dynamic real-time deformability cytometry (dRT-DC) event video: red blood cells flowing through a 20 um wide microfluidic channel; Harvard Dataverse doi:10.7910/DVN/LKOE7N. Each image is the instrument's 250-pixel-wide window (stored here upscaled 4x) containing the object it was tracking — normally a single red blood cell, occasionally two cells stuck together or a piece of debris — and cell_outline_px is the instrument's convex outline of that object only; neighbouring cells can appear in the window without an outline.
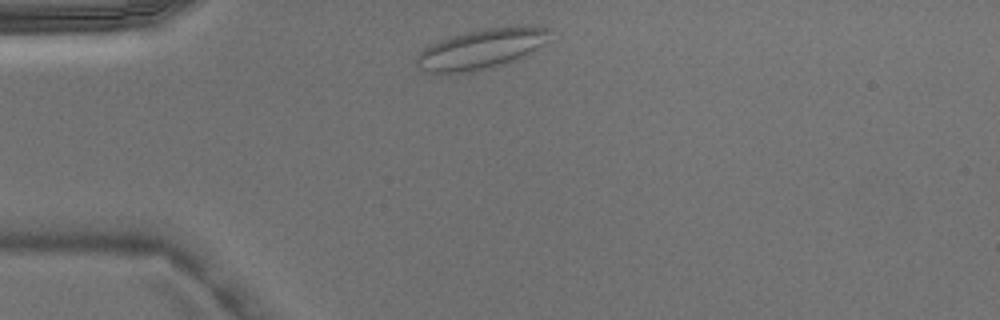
{"species": "Egyptian fruit bat (a non-hibernating species)", "species_latin": "Rousettus aegyptiacus", "temperature_condition": "warm", "stored_images_in_passage": 2, "camera_frame_rate_fps": 3000, "um_per_image_px": 0.085, "animal": {"sex": "male"}, "frame": {"image": 1, "passage_image": 1, "time_ms": 0.0, "image_size_px": [1000, 320], "cell_outline_px": [[548, 32], [540, 44], [536, 48], [524, 56], [504, 64], [472, 72], [440, 76], [428, 72], [420, 68], [416, 64], [416, 60], [420, 52], [424, 48], [440, 40], [464, 32], [488, 28], [520, 24], [544, 28]], "centroid_in_image_um": [40.79, 4.2], "position_along_channel_um": 44.2, "area_um2": 30.92}}
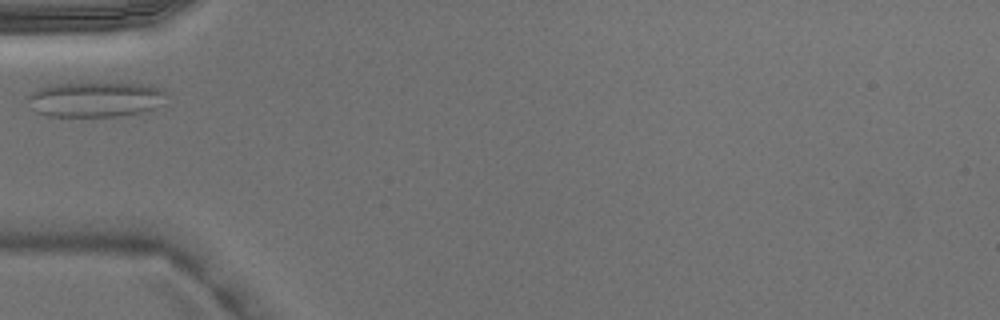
{"frame": {"image": 2, "passage_image": 2, "time_ms": 0.333, "image_size_px": [1000, 320], "cell_outline_px": [[168, 92], [164, 104], [144, 112], [120, 116], [44, 116], [28, 108], [28, 96], [32, 92], [40, 88], [52, 84], [144, 84], [164, 88]], "centroid_in_image_um": [8.14, 8.47], "position_along_channel_um": 76.9, "area_um2": 28.61}}